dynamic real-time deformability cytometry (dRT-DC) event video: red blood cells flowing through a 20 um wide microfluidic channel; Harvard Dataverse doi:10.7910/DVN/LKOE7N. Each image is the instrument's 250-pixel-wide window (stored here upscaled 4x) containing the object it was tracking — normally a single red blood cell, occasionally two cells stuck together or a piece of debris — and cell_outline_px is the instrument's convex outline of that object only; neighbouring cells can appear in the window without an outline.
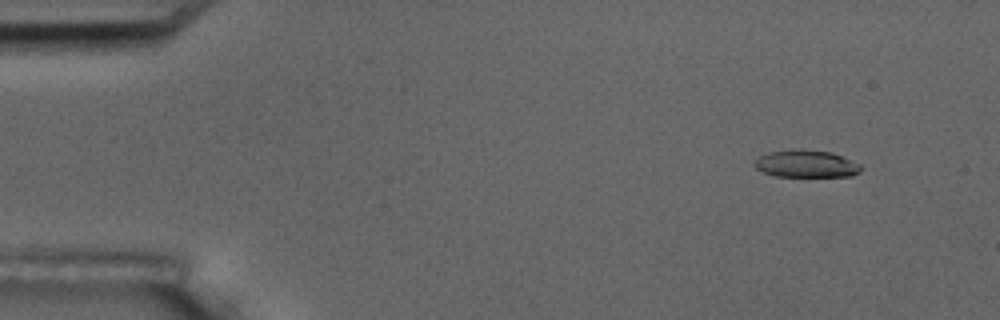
{"species": "common noctule bat (a hibernating species)", "species_latin": "Nyctalus noctula", "temperature_condition": "room temperature", "stored_images_in_passage": 2, "camera_frame_rate_fps": 3000, "um_per_image_px": 0.085, "animal": {"sex": "male", "body_mass_g": 17.5, "forearm_length_mm": 52.3}, "frame": {"image": 1, "passage_image": 2, "time_ms": 2.0, "image_size_px": [1000, 320], "cell_outline_px": [[864, 168], [860, 172], [852, 176], [776, 176], [764, 172], [756, 168], [752, 164], [760, 156], [768, 152], [832, 152], [860, 164]], "centroid_in_image_um": [68.58, 13.98], "position_along_channel_um": 16.4, "area_um2": 16.13}}